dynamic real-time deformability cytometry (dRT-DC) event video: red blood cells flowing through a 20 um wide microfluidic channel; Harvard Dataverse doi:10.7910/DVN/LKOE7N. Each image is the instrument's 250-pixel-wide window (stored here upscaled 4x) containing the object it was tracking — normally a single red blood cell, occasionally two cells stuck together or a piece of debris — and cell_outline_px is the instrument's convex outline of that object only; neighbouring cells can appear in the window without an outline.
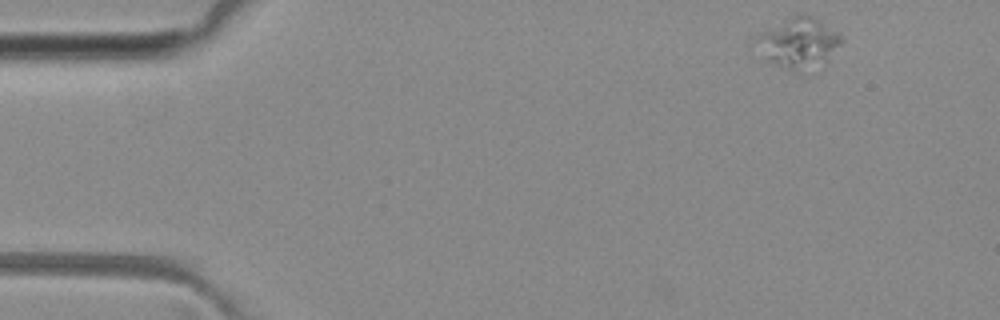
{"species": "common noctule bat (a hibernating species)", "species_latin": "Nyctalus noctula", "temperature_condition": "room temperature", "stored_images_in_passage": 48, "camera_frame_rate_fps": 3000, "um_per_image_px": 0.085, "animal": {"sex": "female", "body_mass_g": 29.2, "forearm_length_mm": 56.3}, "frame": {"image": 1, "passage_image": 1, "time_ms": 0.0, "image_size_px": [1000, 320], "cell_outline_px": [[844, 40], [828, 64], [800, 76], [764, 60], [756, 40], [756, 36], [760, 32], [788, 16], [812, 16], [840, 32], [844, 36]], "centroid_in_image_um": [67.95, 3.74], "position_along_channel_um": 17.0, "area_um2": 26.3}}
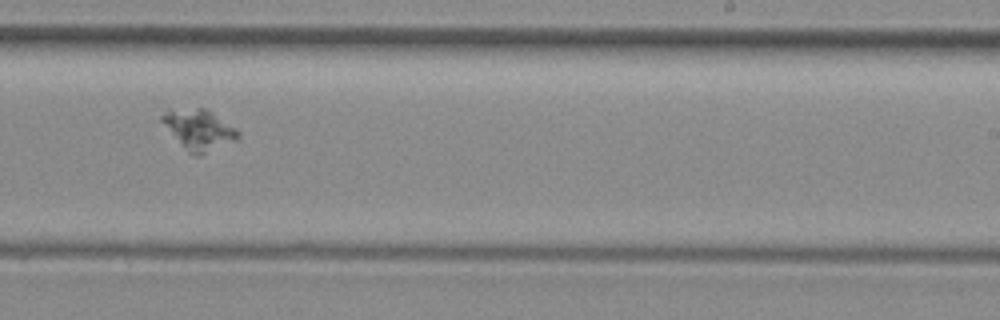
{"frame": {"image": 2, "passage_image": 28, "time_ms": 9.0, "image_size_px": [1000, 320], "cell_outline_px": [[240, 136], [236, 140], [200, 156], [196, 156], [188, 152], [160, 120], [160, 116], [168, 108], [208, 108], [236, 128], [240, 132]], "centroid_in_image_um": [16.92, 10.99], "position_along_channel_um": 272.1, "area_um2": 18.09}}
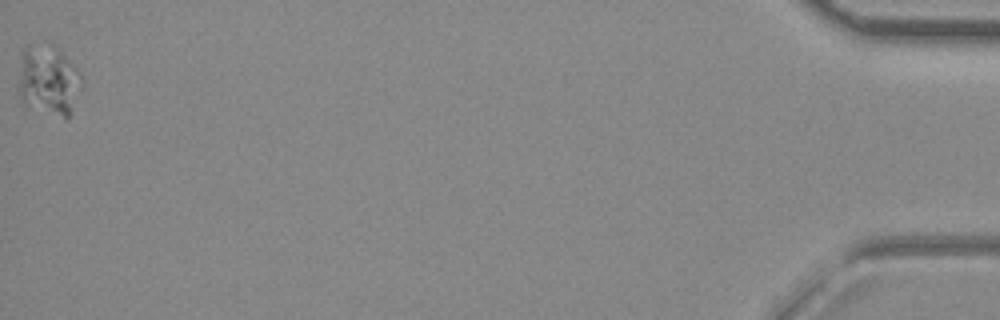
{"frame": {"image": 3, "passage_image": 48, "time_ms": 15.667, "image_size_px": [1000, 320], "cell_outline_px": [[84, 80], [68, 116], [64, 116], [24, 108], [20, 100], [20, 72], [24, 48], [52, 44], [56, 44], [60, 48], [80, 72]], "centroid_in_image_um": [4.15, 6.83], "position_along_channel_um": 431.1, "area_um2": 25.55}}